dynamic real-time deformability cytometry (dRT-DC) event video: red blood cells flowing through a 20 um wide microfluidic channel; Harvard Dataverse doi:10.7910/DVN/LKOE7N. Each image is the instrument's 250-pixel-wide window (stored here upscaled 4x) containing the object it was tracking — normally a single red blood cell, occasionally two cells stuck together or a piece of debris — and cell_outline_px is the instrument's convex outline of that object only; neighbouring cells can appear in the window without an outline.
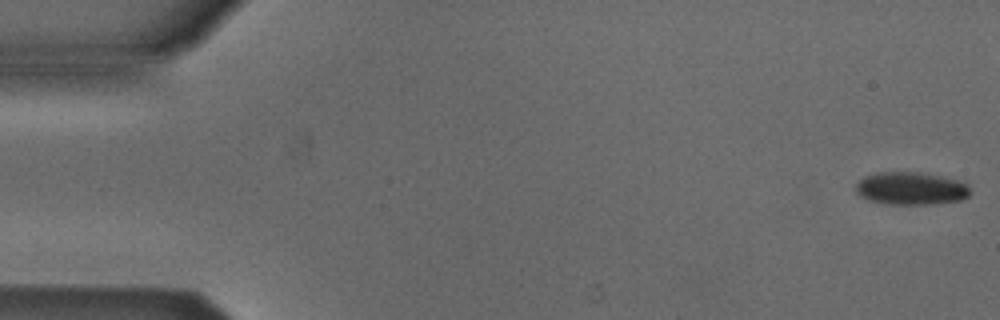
{"species": "Egyptian fruit bat (a non-hibernating species)", "species_latin": "Rousettus aegyptiacus", "temperature_condition": "cold", "stored_images_in_passage": 11, "camera_frame_rate_fps": 3000, "um_per_image_px": 0.085, "animal": {"sex": "male"}, "frame": {"image": 1, "passage_image": 1, "time_ms": 0.0, "image_size_px": [1000, 320], "cell_outline_px": [[968, 196], [960, 200], [928, 204], [892, 204], [868, 200], [860, 196], [856, 192], [856, 184], [864, 176], [876, 172], [920, 172], [956, 180], [968, 184]], "centroid_in_image_um": [77.38, 16.01], "position_along_channel_um": 7.6, "area_um2": 21.56}}